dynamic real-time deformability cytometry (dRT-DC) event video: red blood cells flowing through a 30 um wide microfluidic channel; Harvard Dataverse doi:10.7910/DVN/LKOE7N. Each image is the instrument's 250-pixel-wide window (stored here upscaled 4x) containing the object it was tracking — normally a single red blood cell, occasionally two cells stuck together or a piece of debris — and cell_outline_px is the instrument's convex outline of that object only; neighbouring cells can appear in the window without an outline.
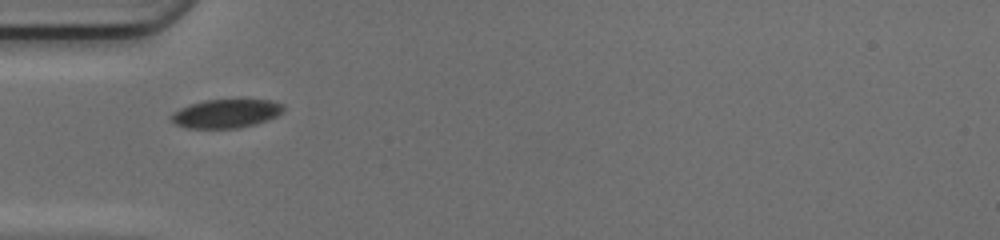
{"species": "common noctule bat (a hibernating species)", "species_latin": "Nyctalus noctula", "temperature_condition": "cold", "stored_images_in_passage": 31, "camera_frame_rate_fps": 3000, "um_per_image_px": 0.085, "animal": {"sex": "female", "body_mass_g": 17.0, "forearm_length_mm": 48.0}, "frame": {"image": 1, "passage_image": 1, "time_ms": 0.0, "image_size_px": [1000, 240], "cell_outline_px": [[284, 112], [268, 120], [256, 124], [240, 128], [184, 128], [176, 124], [172, 120], [172, 112], [180, 108], [192, 104], [208, 100], [272, 100], [284, 104]], "centroid_in_image_um": [19.26, 9.66], "position_along_channel_um": 65.7, "area_um2": 18.73}}
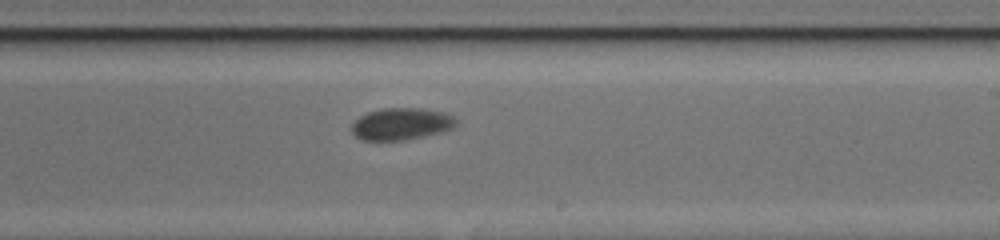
{"frame": {"image": 2, "passage_image": 15, "time_ms": 4.667, "image_size_px": [1000, 240], "cell_outline_px": [[456, 124], [452, 128], [440, 132], [404, 140], [360, 140], [348, 128], [360, 116], [368, 112], [380, 108], [420, 108], [444, 112], [452, 116], [456, 120]], "centroid_in_image_um": [34.06, 10.53], "position_along_channel_um": 254.9, "area_um2": 19.42}}
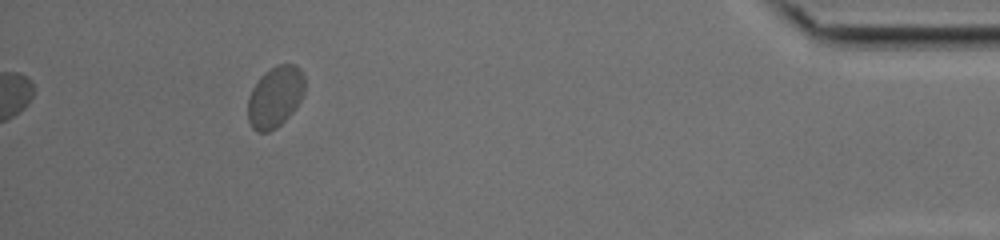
{"frame": {"image": 3, "passage_image": 31, "time_ms": 10.0, "image_size_px": [1000, 240], "cell_outline_px": [[304, 92], [296, 108], [276, 128], [268, 132], [256, 132], [252, 128], [248, 120], [248, 96], [252, 88], [260, 76], [268, 68], [276, 64], [292, 64], [300, 68], [304, 76]], "centroid_in_image_um": [23.37, 8.22], "position_along_channel_um": 411.8, "area_um2": 20.46}, "authors_computed_cell_mechanics": {"area_um2": 19.8254, "velocity_mm_per_s": 4.0747, "shape_relaxation_time_tau1_ms": 1.71, "shape_relaxation_time_tau2_ms": null, "deformation_change_tau1": 0.0495, "deformation_change_tau2": null}}